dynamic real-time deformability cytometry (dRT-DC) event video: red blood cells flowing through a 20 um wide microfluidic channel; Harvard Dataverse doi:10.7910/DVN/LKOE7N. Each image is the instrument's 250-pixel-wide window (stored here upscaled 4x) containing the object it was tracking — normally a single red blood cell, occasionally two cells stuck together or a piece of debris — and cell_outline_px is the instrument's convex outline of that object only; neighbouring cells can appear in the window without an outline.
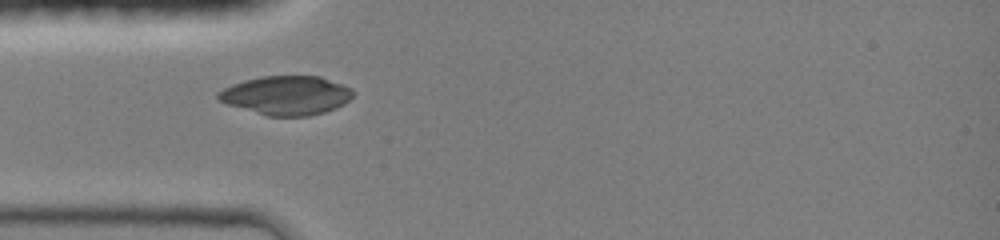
{"species": "common noctule bat (a hibernating species)", "species_latin": "Nyctalus noctula", "temperature_condition": "room temperature", "stored_images_in_passage": 72, "camera_frame_rate_fps": 3000, "um_per_image_px": 0.085, "animal": {"sex": "female", "body_mass_g": 19.0, "forearm_length_mm": 51.5}, "frame": {"image": 1, "passage_image": 1, "time_ms": 0.0, "image_size_px": [1000, 240], "cell_outline_px": [[356, 92], [344, 104], [336, 108], [324, 112], [308, 116], [268, 116], [228, 104], [220, 100], [216, 96], [216, 92], [232, 84], [244, 80], [260, 76], [320, 76], [352, 88]], "centroid_in_image_um": [24.36, 8.1], "position_along_channel_um": 60.6, "area_um2": 30.58}}
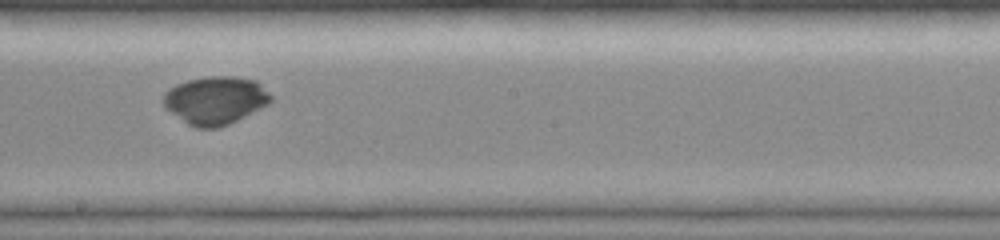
{"frame": {"image": 2, "passage_image": 31, "time_ms": 4.0, "image_size_px": [1000, 240], "cell_outline_px": [[272, 100], [268, 104], [228, 124], [216, 128], [196, 128], [188, 124], [164, 108], [160, 100], [164, 92], [168, 88], [176, 84], [188, 80], [208, 76], [232, 76], [256, 80], [272, 96]], "centroid_in_image_um": [18.25, 8.51], "position_along_channel_um": 230.0, "area_um2": 30.11}}
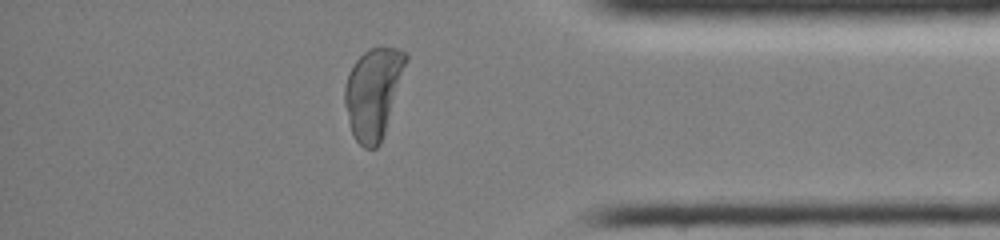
{"frame": {"image": 3, "passage_image": 66, "time_ms": 8.333, "image_size_px": [1000, 240], "cell_outline_px": [[408, 60], [380, 144], [376, 148], [364, 148], [356, 140], [352, 132], [348, 120], [344, 104], [344, 88], [348, 76], [356, 60], [368, 48], [380, 44], [396, 48], [408, 52]], "centroid_in_image_um": [31.74, 7.83], "position_along_channel_um": 403.5, "area_um2": 32.19}}